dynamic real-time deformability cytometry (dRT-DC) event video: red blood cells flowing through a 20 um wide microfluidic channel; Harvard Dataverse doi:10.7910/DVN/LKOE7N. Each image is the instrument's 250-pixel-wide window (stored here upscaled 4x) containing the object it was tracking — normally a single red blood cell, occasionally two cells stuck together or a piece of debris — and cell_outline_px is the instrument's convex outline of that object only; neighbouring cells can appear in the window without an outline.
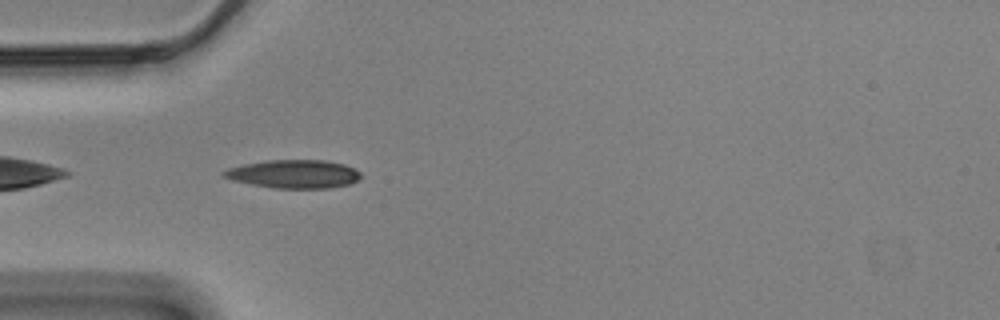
{"species": "Egyptian fruit bat (a non-hibernating species)", "species_latin": "Rousettus aegyptiacus", "temperature_condition": "cold", "stored_images_in_passage": 42, "camera_frame_rate_fps": 3000, "um_per_image_px": 0.085, "animal": {"sex": "male"}, "frame": {"image": 1, "passage_image": 2, "time_ms": 0.333, "image_size_px": [1000, 320], "cell_outline_px": [[364, 176], [360, 180], [348, 184], [332, 188], [276, 188], [252, 184], [232, 180], [224, 176], [220, 172], [228, 168], [240, 164], [264, 160], [328, 160], [344, 164], [360, 172]], "centroid_in_image_um": [24.99, 14.78], "position_along_channel_um": 60.0, "area_um2": 22.89}}
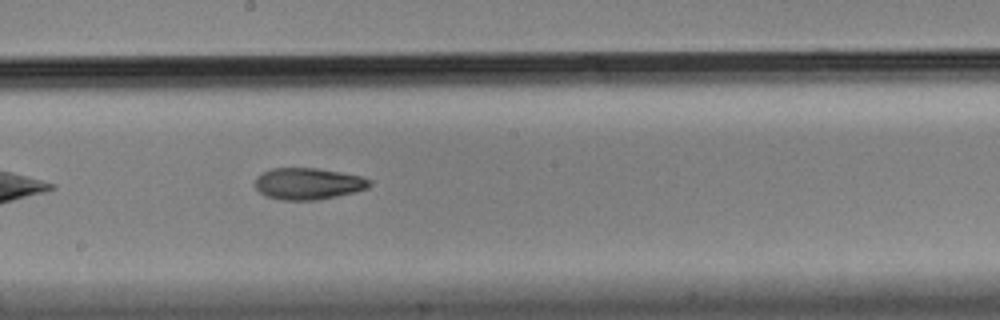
{"frame": {"image": 2, "passage_image": 16, "time_ms": 5.0, "image_size_px": [1000, 320], "cell_outline_px": [[372, 184], [368, 188], [336, 196], [316, 200], [284, 200], [268, 196], [260, 192], [256, 188], [256, 176], [272, 168], [316, 168], [340, 172], [360, 176], [372, 180]], "centroid_in_image_um": [26.21, 15.61], "position_along_channel_um": 222.0, "area_um2": 20.87}}
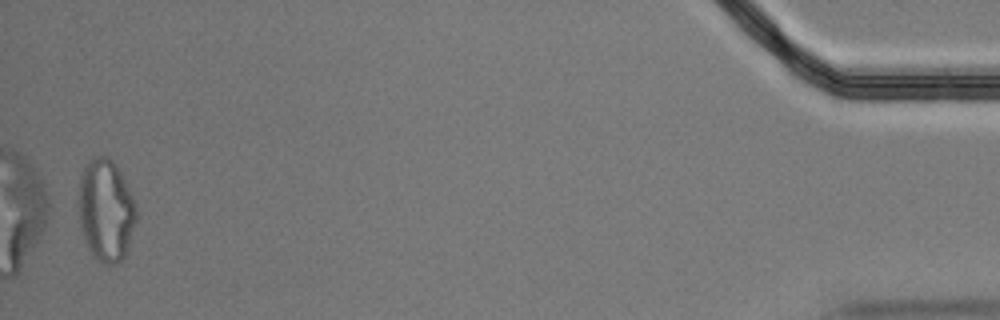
{"frame": {"image": 3, "passage_image": 41, "time_ms": 13.333, "image_size_px": [1000, 320], "cell_outline_px": [[136, 220], [128, 248], [120, 264], [104, 264], [92, 256], [84, 240], [80, 228], [76, 204], [80, 176], [88, 160], [92, 156], [108, 156], [112, 160], [120, 172], [136, 204]], "centroid_in_image_um": [8.96, 17.89], "position_along_channel_um": 426.2, "area_um2": 35.03}, "authors_computed_cell_mechanics": {"area_um2": 21.964, "velocity_mm_per_s": 3.5067, "shape_relaxation_time_tau1_ms": 10.5236, "shape_relaxation_time_tau2_ms": 7.1707, "deformation_change_tau1": 0.2169, "deformation_change_tau2": 0.1588}}